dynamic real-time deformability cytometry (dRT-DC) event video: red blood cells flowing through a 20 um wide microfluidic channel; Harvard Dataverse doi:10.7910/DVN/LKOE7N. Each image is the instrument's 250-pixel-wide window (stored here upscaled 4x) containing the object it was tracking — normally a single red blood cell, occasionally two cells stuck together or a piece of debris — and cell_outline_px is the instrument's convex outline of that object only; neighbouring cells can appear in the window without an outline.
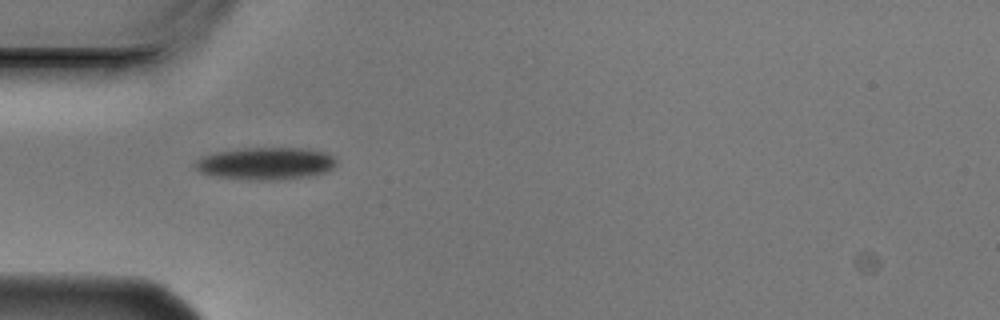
{"species": "Egyptian fruit bat (a non-hibernating species)", "species_latin": "Rousettus aegyptiacus", "temperature_condition": "cold", "stored_images_in_passage": 3, "camera_frame_rate_fps": 3000, "um_per_image_px": 0.085, "animal": {"sex": "male"}, "frame": {"image": 1, "passage_image": 1, "time_ms": 0.0, "image_size_px": [1000, 320], "cell_outline_px": [[336, 164], [332, 168], [324, 172], [308, 176], [264, 180], [220, 176], [200, 172], [196, 168], [196, 160], [200, 156], [216, 152], [244, 148], [308, 148], [324, 152], [332, 156], [336, 160]], "centroid_in_image_um": [22.6, 13.87], "position_along_channel_um": 62.4, "area_um2": 26.01}}
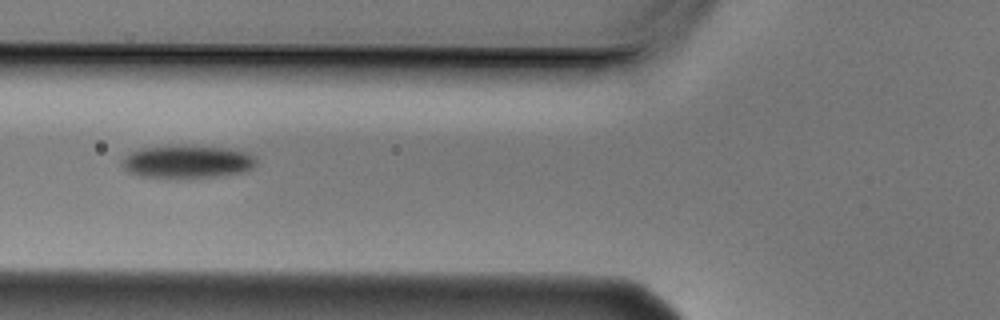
{"frame": {"image": 2, "passage_image": 2, "time_ms": 0.333, "image_size_px": [1000, 320], "cell_outline_px": [[256, 164], [252, 168], [244, 172], [216, 176], [140, 176], [128, 172], [120, 164], [120, 160], [128, 152], [140, 148], [228, 148], [244, 152], [256, 156]], "centroid_in_image_um": [15.9, 13.76], "position_along_channel_um": 109.9, "area_um2": 24.45}}
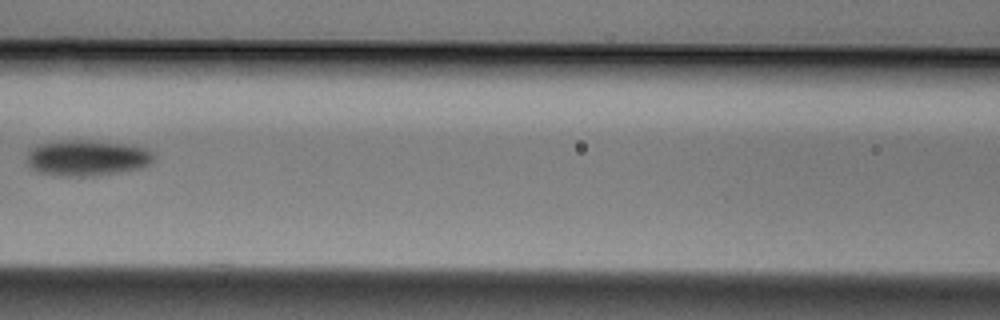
{"frame": {"image": 3, "passage_image": 3, "time_ms": 0.667, "image_size_px": [1000, 320], "cell_outline_px": [[156, 156], [148, 164], [140, 168], [92, 176], [60, 176], [36, 172], [28, 164], [28, 148], [36, 144], [60, 140], [88, 140], [132, 144], [144, 148], [152, 152]], "centroid_in_image_um": [7.36, 13.4], "position_along_channel_um": 159.2, "area_um2": 26.76}}